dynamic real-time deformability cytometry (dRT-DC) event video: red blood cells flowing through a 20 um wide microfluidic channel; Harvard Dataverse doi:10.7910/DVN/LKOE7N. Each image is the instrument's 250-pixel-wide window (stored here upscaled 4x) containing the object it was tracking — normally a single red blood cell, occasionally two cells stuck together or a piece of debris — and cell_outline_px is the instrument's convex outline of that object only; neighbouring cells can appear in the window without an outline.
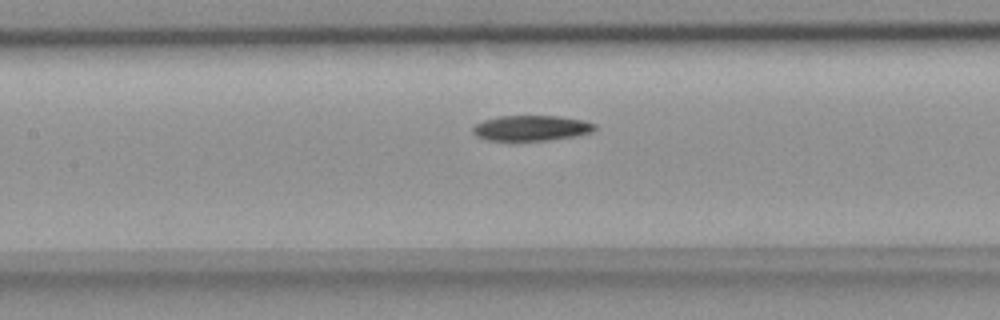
{"species": "common noctule bat (a hibernating species)", "species_latin": "Nyctalus noctula", "temperature_condition": "room temperature", "stored_images_in_passage": 36, "camera_frame_rate_fps": 3000, "um_per_image_px": 0.085, "animal": {"sex": "female", "body_mass_g": 18.4}, "frame": {"image": 1, "passage_image": 10, "time_ms": 3.0, "image_size_px": [1000, 320], "cell_outline_px": [[596, 128], [592, 132], [572, 136], [548, 140], [488, 140], [476, 136], [472, 132], [472, 128], [476, 124], [484, 120], [500, 116], [560, 116], [584, 120], [596, 124]], "centroid_in_image_um": [45.16, 10.88], "position_along_channel_um": 162.2, "area_um2": 17.92}}
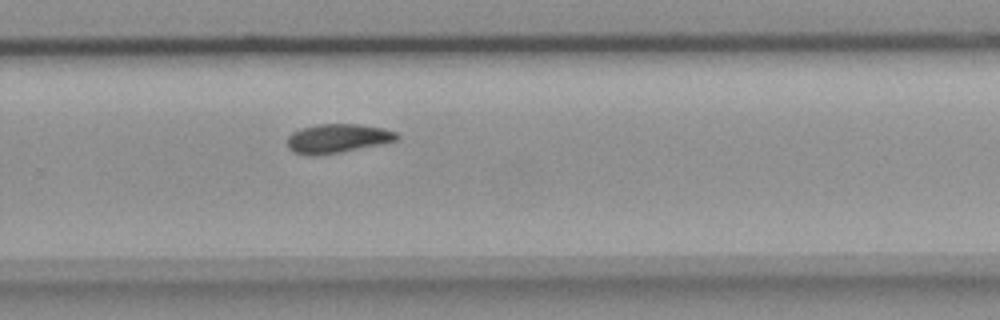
{"frame": {"image": 2, "passage_image": 21, "time_ms": 6.667, "image_size_px": [1000, 320], "cell_outline_px": [[400, 136], [396, 140], [380, 144], [340, 152], [292, 152], [288, 148], [288, 136], [292, 132], [300, 128], [316, 124], [356, 124], [384, 128], [396, 132]], "centroid_in_image_um": [28.73, 11.71], "position_along_channel_um": 301.1, "area_um2": 17.8}}
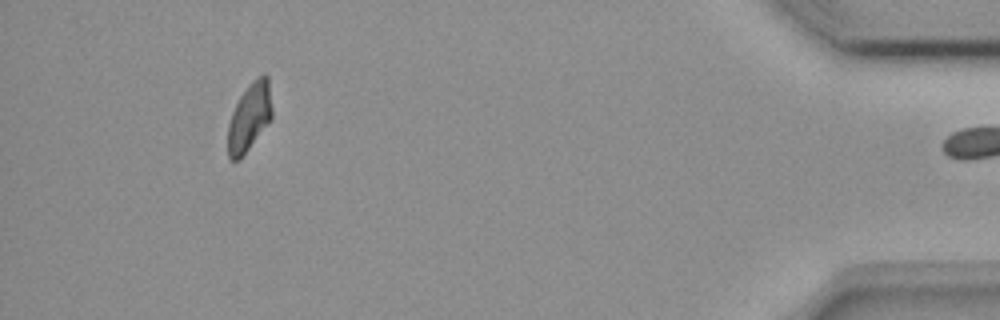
{"frame": {"image": 3, "passage_image": 35, "time_ms": 11.333, "image_size_px": [1000, 320], "cell_outline_px": [[272, 116], [240, 160], [232, 160], [228, 156], [228, 124], [232, 112], [240, 96], [248, 84], [252, 80], [264, 72], [268, 76], [272, 108]], "centroid_in_image_um": [21.19, 9.91], "position_along_channel_um": 414.0, "area_um2": 17.34}, "authors_computed_cell_mechanics": {"area_um2": 18.5249, "velocity_mm_per_s": 3.7968, "shape_relaxation_time_tau1_ms": 10.4195, "shape_relaxation_time_tau2_ms": null, "deformation_change_tau1": 0.1926, "deformation_change_tau2": null}}